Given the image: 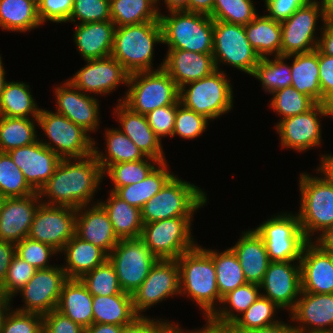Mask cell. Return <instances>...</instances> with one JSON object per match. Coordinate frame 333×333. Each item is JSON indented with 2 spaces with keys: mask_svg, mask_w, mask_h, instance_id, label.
I'll return each instance as SVG.
<instances>
[{
  "mask_svg": "<svg viewBox=\"0 0 333 333\" xmlns=\"http://www.w3.org/2000/svg\"><path fill=\"white\" fill-rule=\"evenodd\" d=\"M103 172L94 154L84 158L62 159L53 176L38 191L41 203L80 208L95 204L101 190Z\"/></svg>",
  "mask_w": 333,
  "mask_h": 333,
  "instance_id": "6da1fadb",
  "label": "cell"
},
{
  "mask_svg": "<svg viewBox=\"0 0 333 333\" xmlns=\"http://www.w3.org/2000/svg\"><path fill=\"white\" fill-rule=\"evenodd\" d=\"M176 261L180 272V296L186 295L196 303L207 321L222 301L212 257L198 244Z\"/></svg>",
  "mask_w": 333,
  "mask_h": 333,
  "instance_id": "7a4b0ae2",
  "label": "cell"
},
{
  "mask_svg": "<svg viewBox=\"0 0 333 333\" xmlns=\"http://www.w3.org/2000/svg\"><path fill=\"white\" fill-rule=\"evenodd\" d=\"M163 45L160 22L115 27L111 56L129 73L163 68L164 61L153 67L154 47ZM156 45V46H155Z\"/></svg>",
  "mask_w": 333,
  "mask_h": 333,
  "instance_id": "3957f363",
  "label": "cell"
},
{
  "mask_svg": "<svg viewBox=\"0 0 333 333\" xmlns=\"http://www.w3.org/2000/svg\"><path fill=\"white\" fill-rule=\"evenodd\" d=\"M204 189L174 175L166 185L141 208L143 224L174 217H194L207 206Z\"/></svg>",
  "mask_w": 333,
  "mask_h": 333,
  "instance_id": "277c9868",
  "label": "cell"
},
{
  "mask_svg": "<svg viewBox=\"0 0 333 333\" xmlns=\"http://www.w3.org/2000/svg\"><path fill=\"white\" fill-rule=\"evenodd\" d=\"M163 44L167 49H180L196 53H213V20L210 16L174 11L161 13Z\"/></svg>",
  "mask_w": 333,
  "mask_h": 333,
  "instance_id": "5b68a950",
  "label": "cell"
},
{
  "mask_svg": "<svg viewBox=\"0 0 333 333\" xmlns=\"http://www.w3.org/2000/svg\"><path fill=\"white\" fill-rule=\"evenodd\" d=\"M300 227L308 241L333 226V184L308 172L299 175Z\"/></svg>",
  "mask_w": 333,
  "mask_h": 333,
  "instance_id": "8992f818",
  "label": "cell"
},
{
  "mask_svg": "<svg viewBox=\"0 0 333 333\" xmlns=\"http://www.w3.org/2000/svg\"><path fill=\"white\" fill-rule=\"evenodd\" d=\"M225 71L216 69L202 79L189 82L179 88V101L214 121L233 110V86Z\"/></svg>",
  "mask_w": 333,
  "mask_h": 333,
  "instance_id": "52a82bcc",
  "label": "cell"
},
{
  "mask_svg": "<svg viewBox=\"0 0 333 333\" xmlns=\"http://www.w3.org/2000/svg\"><path fill=\"white\" fill-rule=\"evenodd\" d=\"M127 87L125 96L117 101L138 114L179 101V88L163 68L129 74Z\"/></svg>",
  "mask_w": 333,
  "mask_h": 333,
  "instance_id": "ba28073f",
  "label": "cell"
},
{
  "mask_svg": "<svg viewBox=\"0 0 333 333\" xmlns=\"http://www.w3.org/2000/svg\"><path fill=\"white\" fill-rule=\"evenodd\" d=\"M44 138L39 141L61 159L84 158L93 154L94 138L64 115L40 109L37 117Z\"/></svg>",
  "mask_w": 333,
  "mask_h": 333,
  "instance_id": "9c48e42d",
  "label": "cell"
},
{
  "mask_svg": "<svg viewBox=\"0 0 333 333\" xmlns=\"http://www.w3.org/2000/svg\"><path fill=\"white\" fill-rule=\"evenodd\" d=\"M253 229L263 239L270 261H300L308 240L296 212L276 213Z\"/></svg>",
  "mask_w": 333,
  "mask_h": 333,
  "instance_id": "30bf717a",
  "label": "cell"
},
{
  "mask_svg": "<svg viewBox=\"0 0 333 333\" xmlns=\"http://www.w3.org/2000/svg\"><path fill=\"white\" fill-rule=\"evenodd\" d=\"M194 217H174L143 225L141 239L158 260H177L195 248Z\"/></svg>",
  "mask_w": 333,
  "mask_h": 333,
  "instance_id": "8fae6325",
  "label": "cell"
},
{
  "mask_svg": "<svg viewBox=\"0 0 333 333\" xmlns=\"http://www.w3.org/2000/svg\"><path fill=\"white\" fill-rule=\"evenodd\" d=\"M212 55L216 69L223 71L221 65H229L250 76L261 59L250 45L245 27L223 21H213Z\"/></svg>",
  "mask_w": 333,
  "mask_h": 333,
  "instance_id": "7c38bea8",
  "label": "cell"
},
{
  "mask_svg": "<svg viewBox=\"0 0 333 333\" xmlns=\"http://www.w3.org/2000/svg\"><path fill=\"white\" fill-rule=\"evenodd\" d=\"M319 19L322 21V26L318 28ZM327 21L328 12L315 0H310L306 5L298 8L289 18L281 22L280 55L289 56L315 50L319 41L316 31H321Z\"/></svg>",
  "mask_w": 333,
  "mask_h": 333,
  "instance_id": "4fadbf2b",
  "label": "cell"
},
{
  "mask_svg": "<svg viewBox=\"0 0 333 333\" xmlns=\"http://www.w3.org/2000/svg\"><path fill=\"white\" fill-rule=\"evenodd\" d=\"M123 292L132 295L158 260L139 238L120 239L108 255Z\"/></svg>",
  "mask_w": 333,
  "mask_h": 333,
  "instance_id": "5bb4252c",
  "label": "cell"
},
{
  "mask_svg": "<svg viewBox=\"0 0 333 333\" xmlns=\"http://www.w3.org/2000/svg\"><path fill=\"white\" fill-rule=\"evenodd\" d=\"M76 215V208L40 203L28 237L48 244L60 253L75 235Z\"/></svg>",
  "mask_w": 333,
  "mask_h": 333,
  "instance_id": "9a60e30c",
  "label": "cell"
},
{
  "mask_svg": "<svg viewBox=\"0 0 333 333\" xmlns=\"http://www.w3.org/2000/svg\"><path fill=\"white\" fill-rule=\"evenodd\" d=\"M180 295V272L176 260H157L140 287L132 293L133 308L138 316L157 303Z\"/></svg>",
  "mask_w": 333,
  "mask_h": 333,
  "instance_id": "2e32d148",
  "label": "cell"
},
{
  "mask_svg": "<svg viewBox=\"0 0 333 333\" xmlns=\"http://www.w3.org/2000/svg\"><path fill=\"white\" fill-rule=\"evenodd\" d=\"M68 280L62 265L37 269L33 277L18 292L22 307L18 311L45 315L57 308L64 283Z\"/></svg>",
  "mask_w": 333,
  "mask_h": 333,
  "instance_id": "e0dca14e",
  "label": "cell"
},
{
  "mask_svg": "<svg viewBox=\"0 0 333 333\" xmlns=\"http://www.w3.org/2000/svg\"><path fill=\"white\" fill-rule=\"evenodd\" d=\"M325 118L323 103H316L309 111L280 120L276 125L281 148L298 152H306L321 145L322 124L320 118Z\"/></svg>",
  "mask_w": 333,
  "mask_h": 333,
  "instance_id": "ac0fdd59",
  "label": "cell"
},
{
  "mask_svg": "<svg viewBox=\"0 0 333 333\" xmlns=\"http://www.w3.org/2000/svg\"><path fill=\"white\" fill-rule=\"evenodd\" d=\"M129 73L112 56L86 60V64L68 81L83 93L96 97L111 94L119 85L128 84Z\"/></svg>",
  "mask_w": 333,
  "mask_h": 333,
  "instance_id": "d6986e66",
  "label": "cell"
},
{
  "mask_svg": "<svg viewBox=\"0 0 333 333\" xmlns=\"http://www.w3.org/2000/svg\"><path fill=\"white\" fill-rule=\"evenodd\" d=\"M259 287L263 297L291 312L302 292L299 261H270Z\"/></svg>",
  "mask_w": 333,
  "mask_h": 333,
  "instance_id": "ffe728a7",
  "label": "cell"
},
{
  "mask_svg": "<svg viewBox=\"0 0 333 333\" xmlns=\"http://www.w3.org/2000/svg\"><path fill=\"white\" fill-rule=\"evenodd\" d=\"M56 113L64 115L91 134L100 126V104L95 96L85 94L68 80L54 88Z\"/></svg>",
  "mask_w": 333,
  "mask_h": 333,
  "instance_id": "44dd1931",
  "label": "cell"
},
{
  "mask_svg": "<svg viewBox=\"0 0 333 333\" xmlns=\"http://www.w3.org/2000/svg\"><path fill=\"white\" fill-rule=\"evenodd\" d=\"M20 168L28 185L38 192L53 176L62 160L56 153L44 146L39 139L31 145L7 152Z\"/></svg>",
  "mask_w": 333,
  "mask_h": 333,
  "instance_id": "7402d4cb",
  "label": "cell"
},
{
  "mask_svg": "<svg viewBox=\"0 0 333 333\" xmlns=\"http://www.w3.org/2000/svg\"><path fill=\"white\" fill-rule=\"evenodd\" d=\"M303 292L333 293V254L324 251L314 241H308L300 258Z\"/></svg>",
  "mask_w": 333,
  "mask_h": 333,
  "instance_id": "603a6c76",
  "label": "cell"
},
{
  "mask_svg": "<svg viewBox=\"0 0 333 333\" xmlns=\"http://www.w3.org/2000/svg\"><path fill=\"white\" fill-rule=\"evenodd\" d=\"M40 203L38 192L25 197L6 198L0 210V240L16 244L28 237Z\"/></svg>",
  "mask_w": 333,
  "mask_h": 333,
  "instance_id": "cb8c5ba5",
  "label": "cell"
},
{
  "mask_svg": "<svg viewBox=\"0 0 333 333\" xmlns=\"http://www.w3.org/2000/svg\"><path fill=\"white\" fill-rule=\"evenodd\" d=\"M288 314L292 325L303 332L333 330V293L302 291Z\"/></svg>",
  "mask_w": 333,
  "mask_h": 333,
  "instance_id": "d4e9b609",
  "label": "cell"
},
{
  "mask_svg": "<svg viewBox=\"0 0 333 333\" xmlns=\"http://www.w3.org/2000/svg\"><path fill=\"white\" fill-rule=\"evenodd\" d=\"M94 202L77 209L75 234L109 255L120 239L114 232L107 212L97 201Z\"/></svg>",
  "mask_w": 333,
  "mask_h": 333,
  "instance_id": "484cf974",
  "label": "cell"
},
{
  "mask_svg": "<svg viewBox=\"0 0 333 333\" xmlns=\"http://www.w3.org/2000/svg\"><path fill=\"white\" fill-rule=\"evenodd\" d=\"M119 129L143 152L146 157L154 158L160 163L166 162L162 140L149 126L146 115L130 110L122 102H118L113 110ZM116 114V115H115Z\"/></svg>",
  "mask_w": 333,
  "mask_h": 333,
  "instance_id": "4316f807",
  "label": "cell"
},
{
  "mask_svg": "<svg viewBox=\"0 0 333 333\" xmlns=\"http://www.w3.org/2000/svg\"><path fill=\"white\" fill-rule=\"evenodd\" d=\"M163 69L175 81L178 88L208 76L216 70L212 54L196 53L180 49H167Z\"/></svg>",
  "mask_w": 333,
  "mask_h": 333,
  "instance_id": "83f0119b",
  "label": "cell"
},
{
  "mask_svg": "<svg viewBox=\"0 0 333 333\" xmlns=\"http://www.w3.org/2000/svg\"><path fill=\"white\" fill-rule=\"evenodd\" d=\"M74 26L73 40L84 61L111 56L115 31L111 20Z\"/></svg>",
  "mask_w": 333,
  "mask_h": 333,
  "instance_id": "f1b7e54d",
  "label": "cell"
},
{
  "mask_svg": "<svg viewBox=\"0 0 333 333\" xmlns=\"http://www.w3.org/2000/svg\"><path fill=\"white\" fill-rule=\"evenodd\" d=\"M260 295V287L254 283H247L226 294L221 306L206 321L208 333H223Z\"/></svg>",
  "mask_w": 333,
  "mask_h": 333,
  "instance_id": "f546056e",
  "label": "cell"
},
{
  "mask_svg": "<svg viewBox=\"0 0 333 333\" xmlns=\"http://www.w3.org/2000/svg\"><path fill=\"white\" fill-rule=\"evenodd\" d=\"M230 248L240 262L247 283L259 285L270 263L263 239L253 228L244 230Z\"/></svg>",
  "mask_w": 333,
  "mask_h": 333,
  "instance_id": "4dcf8cb0",
  "label": "cell"
},
{
  "mask_svg": "<svg viewBox=\"0 0 333 333\" xmlns=\"http://www.w3.org/2000/svg\"><path fill=\"white\" fill-rule=\"evenodd\" d=\"M60 253L64 254L66 262L62 267L68 279H80L108 259V255L102 249L79 238L76 234Z\"/></svg>",
  "mask_w": 333,
  "mask_h": 333,
  "instance_id": "1f68e13d",
  "label": "cell"
},
{
  "mask_svg": "<svg viewBox=\"0 0 333 333\" xmlns=\"http://www.w3.org/2000/svg\"><path fill=\"white\" fill-rule=\"evenodd\" d=\"M93 296L80 279H68L56 310L85 329L93 324Z\"/></svg>",
  "mask_w": 333,
  "mask_h": 333,
  "instance_id": "d6a6232c",
  "label": "cell"
},
{
  "mask_svg": "<svg viewBox=\"0 0 333 333\" xmlns=\"http://www.w3.org/2000/svg\"><path fill=\"white\" fill-rule=\"evenodd\" d=\"M106 201L97 202L109 216L114 232L119 239L139 238L142 234L143 221L141 209L129 205L114 192L108 191Z\"/></svg>",
  "mask_w": 333,
  "mask_h": 333,
  "instance_id": "836d02e7",
  "label": "cell"
},
{
  "mask_svg": "<svg viewBox=\"0 0 333 333\" xmlns=\"http://www.w3.org/2000/svg\"><path fill=\"white\" fill-rule=\"evenodd\" d=\"M293 58V59H291ZM291 59L292 87L309 96L315 103H321L319 82L318 49L287 56Z\"/></svg>",
  "mask_w": 333,
  "mask_h": 333,
  "instance_id": "e575fe53",
  "label": "cell"
},
{
  "mask_svg": "<svg viewBox=\"0 0 333 333\" xmlns=\"http://www.w3.org/2000/svg\"><path fill=\"white\" fill-rule=\"evenodd\" d=\"M105 151H99L94 140L95 155L102 172L110 165L122 162L143 160L146 156L118 127L105 129ZM105 153V154H104Z\"/></svg>",
  "mask_w": 333,
  "mask_h": 333,
  "instance_id": "d590c367",
  "label": "cell"
},
{
  "mask_svg": "<svg viewBox=\"0 0 333 333\" xmlns=\"http://www.w3.org/2000/svg\"><path fill=\"white\" fill-rule=\"evenodd\" d=\"M244 27L250 45L260 58L280 56L282 45L281 22L275 21L266 14H258Z\"/></svg>",
  "mask_w": 333,
  "mask_h": 333,
  "instance_id": "8d00e7d4",
  "label": "cell"
},
{
  "mask_svg": "<svg viewBox=\"0 0 333 333\" xmlns=\"http://www.w3.org/2000/svg\"><path fill=\"white\" fill-rule=\"evenodd\" d=\"M93 323L126 326L138 315L133 308L132 295L121 292L111 296H93Z\"/></svg>",
  "mask_w": 333,
  "mask_h": 333,
  "instance_id": "74e56055",
  "label": "cell"
},
{
  "mask_svg": "<svg viewBox=\"0 0 333 333\" xmlns=\"http://www.w3.org/2000/svg\"><path fill=\"white\" fill-rule=\"evenodd\" d=\"M42 26L37 0H0V28L12 32H30Z\"/></svg>",
  "mask_w": 333,
  "mask_h": 333,
  "instance_id": "f35d334b",
  "label": "cell"
},
{
  "mask_svg": "<svg viewBox=\"0 0 333 333\" xmlns=\"http://www.w3.org/2000/svg\"><path fill=\"white\" fill-rule=\"evenodd\" d=\"M169 164L159 163L140 183L118 188L114 193L129 205L141 209L175 175Z\"/></svg>",
  "mask_w": 333,
  "mask_h": 333,
  "instance_id": "ab89813d",
  "label": "cell"
},
{
  "mask_svg": "<svg viewBox=\"0 0 333 333\" xmlns=\"http://www.w3.org/2000/svg\"><path fill=\"white\" fill-rule=\"evenodd\" d=\"M40 109L32 95L30 85L23 81L6 83L0 98V116L37 118Z\"/></svg>",
  "mask_w": 333,
  "mask_h": 333,
  "instance_id": "60d3db41",
  "label": "cell"
},
{
  "mask_svg": "<svg viewBox=\"0 0 333 333\" xmlns=\"http://www.w3.org/2000/svg\"><path fill=\"white\" fill-rule=\"evenodd\" d=\"M213 259L219 294L223 298L237 287L247 284L242 267L234 251L229 247L222 252L202 247Z\"/></svg>",
  "mask_w": 333,
  "mask_h": 333,
  "instance_id": "b9f144b4",
  "label": "cell"
},
{
  "mask_svg": "<svg viewBox=\"0 0 333 333\" xmlns=\"http://www.w3.org/2000/svg\"><path fill=\"white\" fill-rule=\"evenodd\" d=\"M110 17L115 27L160 22L156 0H110Z\"/></svg>",
  "mask_w": 333,
  "mask_h": 333,
  "instance_id": "7bdbcfd3",
  "label": "cell"
},
{
  "mask_svg": "<svg viewBox=\"0 0 333 333\" xmlns=\"http://www.w3.org/2000/svg\"><path fill=\"white\" fill-rule=\"evenodd\" d=\"M37 118L0 116V152L33 144L38 140Z\"/></svg>",
  "mask_w": 333,
  "mask_h": 333,
  "instance_id": "ee69618b",
  "label": "cell"
},
{
  "mask_svg": "<svg viewBox=\"0 0 333 333\" xmlns=\"http://www.w3.org/2000/svg\"><path fill=\"white\" fill-rule=\"evenodd\" d=\"M279 309L281 310L269 298L260 295L223 333H243L252 329L274 325L280 321L276 317Z\"/></svg>",
  "mask_w": 333,
  "mask_h": 333,
  "instance_id": "f6af8a7d",
  "label": "cell"
},
{
  "mask_svg": "<svg viewBox=\"0 0 333 333\" xmlns=\"http://www.w3.org/2000/svg\"><path fill=\"white\" fill-rule=\"evenodd\" d=\"M287 56H273L261 58L251 76L259 80L265 93L272 94L276 90L292 85L291 64L286 61ZM288 63V64H286Z\"/></svg>",
  "mask_w": 333,
  "mask_h": 333,
  "instance_id": "bcb514c9",
  "label": "cell"
},
{
  "mask_svg": "<svg viewBox=\"0 0 333 333\" xmlns=\"http://www.w3.org/2000/svg\"><path fill=\"white\" fill-rule=\"evenodd\" d=\"M159 163L150 157L133 162L116 163L103 172V177L107 175L111 179L113 187L110 190L115 192L118 188L140 183Z\"/></svg>",
  "mask_w": 333,
  "mask_h": 333,
  "instance_id": "7dc6e473",
  "label": "cell"
},
{
  "mask_svg": "<svg viewBox=\"0 0 333 333\" xmlns=\"http://www.w3.org/2000/svg\"><path fill=\"white\" fill-rule=\"evenodd\" d=\"M272 95L269 107L279 117L281 116L277 123L282 119L309 111L316 104L309 96L300 93L292 86L276 90Z\"/></svg>",
  "mask_w": 333,
  "mask_h": 333,
  "instance_id": "c3c4849f",
  "label": "cell"
},
{
  "mask_svg": "<svg viewBox=\"0 0 333 333\" xmlns=\"http://www.w3.org/2000/svg\"><path fill=\"white\" fill-rule=\"evenodd\" d=\"M0 193L5 198L25 197L36 193L10 155L4 152H0Z\"/></svg>",
  "mask_w": 333,
  "mask_h": 333,
  "instance_id": "681fc988",
  "label": "cell"
},
{
  "mask_svg": "<svg viewBox=\"0 0 333 333\" xmlns=\"http://www.w3.org/2000/svg\"><path fill=\"white\" fill-rule=\"evenodd\" d=\"M80 280L92 296H111L123 292L115 269L108 259L84 274Z\"/></svg>",
  "mask_w": 333,
  "mask_h": 333,
  "instance_id": "f907efd6",
  "label": "cell"
},
{
  "mask_svg": "<svg viewBox=\"0 0 333 333\" xmlns=\"http://www.w3.org/2000/svg\"><path fill=\"white\" fill-rule=\"evenodd\" d=\"M257 15L253 0H214L210 17L213 21L245 26Z\"/></svg>",
  "mask_w": 333,
  "mask_h": 333,
  "instance_id": "816d5d0a",
  "label": "cell"
},
{
  "mask_svg": "<svg viewBox=\"0 0 333 333\" xmlns=\"http://www.w3.org/2000/svg\"><path fill=\"white\" fill-rule=\"evenodd\" d=\"M209 119L185 108L182 104L177 107L173 135L187 140L200 137L209 126Z\"/></svg>",
  "mask_w": 333,
  "mask_h": 333,
  "instance_id": "f5cc1de1",
  "label": "cell"
},
{
  "mask_svg": "<svg viewBox=\"0 0 333 333\" xmlns=\"http://www.w3.org/2000/svg\"><path fill=\"white\" fill-rule=\"evenodd\" d=\"M36 270L34 266L15 254L8 267L0 293L13 300L16 294L33 277Z\"/></svg>",
  "mask_w": 333,
  "mask_h": 333,
  "instance_id": "db71d44e",
  "label": "cell"
},
{
  "mask_svg": "<svg viewBox=\"0 0 333 333\" xmlns=\"http://www.w3.org/2000/svg\"><path fill=\"white\" fill-rule=\"evenodd\" d=\"M109 20L110 0H74L68 22L84 24Z\"/></svg>",
  "mask_w": 333,
  "mask_h": 333,
  "instance_id": "11a10c76",
  "label": "cell"
},
{
  "mask_svg": "<svg viewBox=\"0 0 333 333\" xmlns=\"http://www.w3.org/2000/svg\"><path fill=\"white\" fill-rule=\"evenodd\" d=\"M15 249L16 254L20 258L27 261L36 269H46L54 266L49 260L52 259V256L60 254L52 246L30 239L29 237H26L22 241L16 243Z\"/></svg>",
  "mask_w": 333,
  "mask_h": 333,
  "instance_id": "9f6ffc18",
  "label": "cell"
},
{
  "mask_svg": "<svg viewBox=\"0 0 333 333\" xmlns=\"http://www.w3.org/2000/svg\"><path fill=\"white\" fill-rule=\"evenodd\" d=\"M1 333H43V315L18 311L12 306L4 319Z\"/></svg>",
  "mask_w": 333,
  "mask_h": 333,
  "instance_id": "6f0895ef",
  "label": "cell"
},
{
  "mask_svg": "<svg viewBox=\"0 0 333 333\" xmlns=\"http://www.w3.org/2000/svg\"><path fill=\"white\" fill-rule=\"evenodd\" d=\"M180 104L178 101L176 104L162 106L146 114L149 126L160 140L168 136L172 138L175 115Z\"/></svg>",
  "mask_w": 333,
  "mask_h": 333,
  "instance_id": "680465c9",
  "label": "cell"
},
{
  "mask_svg": "<svg viewBox=\"0 0 333 333\" xmlns=\"http://www.w3.org/2000/svg\"><path fill=\"white\" fill-rule=\"evenodd\" d=\"M74 0H38V17L44 25L52 23H67L73 8Z\"/></svg>",
  "mask_w": 333,
  "mask_h": 333,
  "instance_id": "91938a15",
  "label": "cell"
},
{
  "mask_svg": "<svg viewBox=\"0 0 333 333\" xmlns=\"http://www.w3.org/2000/svg\"><path fill=\"white\" fill-rule=\"evenodd\" d=\"M43 333H85V328L55 309L43 315Z\"/></svg>",
  "mask_w": 333,
  "mask_h": 333,
  "instance_id": "94428289",
  "label": "cell"
},
{
  "mask_svg": "<svg viewBox=\"0 0 333 333\" xmlns=\"http://www.w3.org/2000/svg\"><path fill=\"white\" fill-rule=\"evenodd\" d=\"M268 17L282 22L289 18L298 8L306 5L310 0H263Z\"/></svg>",
  "mask_w": 333,
  "mask_h": 333,
  "instance_id": "6125c7cd",
  "label": "cell"
},
{
  "mask_svg": "<svg viewBox=\"0 0 333 333\" xmlns=\"http://www.w3.org/2000/svg\"><path fill=\"white\" fill-rule=\"evenodd\" d=\"M319 82L321 103L333 97V56L325 55L318 50Z\"/></svg>",
  "mask_w": 333,
  "mask_h": 333,
  "instance_id": "be15d7a7",
  "label": "cell"
},
{
  "mask_svg": "<svg viewBox=\"0 0 333 333\" xmlns=\"http://www.w3.org/2000/svg\"><path fill=\"white\" fill-rule=\"evenodd\" d=\"M167 320L138 316L131 324L123 326L120 333H155Z\"/></svg>",
  "mask_w": 333,
  "mask_h": 333,
  "instance_id": "e7e4bbea",
  "label": "cell"
},
{
  "mask_svg": "<svg viewBox=\"0 0 333 333\" xmlns=\"http://www.w3.org/2000/svg\"><path fill=\"white\" fill-rule=\"evenodd\" d=\"M15 254V243L0 240V288L4 283L8 267Z\"/></svg>",
  "mask_w": 333,
  "mask_h": 333,
  "instance_id": "03108f58",
  "label": "cell"
},
{
  "mask_svg": "<svg viewBox=\"0 0 333 333\" xmlns=\"http://www.w3.org/2000/svg\"><path fill=\"white\" fill-rule=\"evenodd\" d=\"M318 34L320 36L317 49L325 55L333 56V25L327 21Z\"/></svg>",
  "mask_w": 333,
  "mask_h": 333,
  "instance_id": "003e7915",
  "label": "cell"
},
{
  "mask_svg": "<svg viewBox=\"0 0 333 333\" xmlns=\"http://www.w3.org/2000/svg\"><path fill=\"white\" fill-rule=\"evenodd\" d=\"M316 173L320 174L326 181L333 184V154H322Z\"/></svg>",
  "mask_w": 333,
  "mask_h": 333,
  "instance_id": "a7ac6f4b",
  "label": "cell"
},
{
  "mask_svg": "<svg viewBox=\"0 0 333 333\" xmlns=\"http://www.w3.org/2000/svg\"><path fill=\"white\" fill-rule=\"evenodd\" d=\"M214 7V0H188V12L210 16Z\"/></svg>",
  "mask_w": 333,
  "mask_h": 333,
  "instance_id": "89a4df30",
  "label": "cell"
},
{
  "mask_svg": "<svg viewBox=\"0 0 333 333\" xmlns=\"http://www.w3.org/2000/svg\"><path fill=\"white\" fill-rule=\"evenodd\" d=\"M175 323L167 320L155 333H208L206 325L202 326V328H197V330H185L180 327V324Z\"/></svg>",
  "mask_w": 333,
  "mask_h": 333,
  "instance_id": "2644e50d",
  "label": "cell"
},
{
  "mask_svg": "<svg viewBox=\"0 0 333 333\" xmlns=\"http://www.w3.org/2000/svg\"><path fill=\"white\" fill-rule=\"evenodd\" d=\"M314 242L324 251L333 254V226L328 227L322 234L316 236Z\"/></svg>",
  "mask_w": 333,
  "mask_h": 333,
  "instance_id": "8c879c8a",
  "label": "cell"
},
{
  "mask_svg": "<svg viewBox=\"0 0 333 333\" xmlns=\"http://www.w3.org/2000/svg\"><path fill=\"white\" fill-rule=\"evenodd\" d=\"M289 322L290 321H288L286 323V322L280 320L278 323H276L274 325L259 328V329H252V330H249V331H246L243 333H286L293 326Z\"/></svg>",
  "mask_w": 333,
  "mask_h": 333,
  "instance_id": "753ad0ef",
  "label": "cell"
},
{
  "mask_svg": "<svg viewBox=\"0 0 333 333\" xmlns=\"http://www.w3.org/2000/svg\"><path fill=\"white\" fill-rule=\"evenodd\" d=\"M160 1L164 2L168 12L188 11V0H156L159 15H161Z\"/></svg>",
  "mask_w": 333,
  "mask_h": 333,
  "instance_id": "34e18365",
  "label": "cell"
},
{
  "mask_svg": "<svg viewBox=\"0 0 333 333\" xmlns=\"http://www.w3.org/2000/svg\"><path fill=\"white\" fill-rule=\"evenodd\" d=\"M122 328L115 324L93 323L85 329V333H120Z\"/></svg>",
  "mask_w": 333,
  "mask_h": 333,
  "instance_id": "11e5206c",
  "label": "cell"
},
{
  "mask_svg": "<svg viewBox=\"0 0 333 333\" xmlns=\"http://www.w3.org/2000/svg\"><path fill=\"white\" fill-rule=\"evenodd\" d=\"M12 299L0 293V333L6 315L11 310Z\"/></svg>",
  "mask_w": 333,
  "mask_h": 333,
  "instance_id": "2a66077c",
  "label": "cell"
},
{
  "mask_svg": "<svg viewBox=\"0 0 333 333\" xmlns=\"http://www.w3.org/2000/svg\"><path fill=\"white\" fill-rule=\"evenodd\" d=\"M5 74H6V71H5L4 64H3V61H2V57H1V54H0V98H1V95H2V92H3V89L5 88V85L8 82L7 79H5L6 78Z\"/></svg>",
  "mask_w": 333,
  "mask_h": 333,
  "instance_id": "b9fcfbb0",
  "label": "cell"
},
{
  "mask_svg": "<svg viewBox=\"0 0 333 333\" xmlns=\"http://www.w3.org/2000/svg\"><path fill=\"white\" fill-rule=\"evenodd\" d=\"M325 108L326 117H331L333 119V97L326 99L323 102Z\"/></svg>",
  "mask_w": 333,
  "mask_h": 333,
  "instance_id": "09005b40",
  "label": "cell"
},
{
  "mask_svg": "<svg viewBox=\"0 0 333 333\" xmlns=\"http://www.w3.org/2000/svg\"><path fill=\"white\" fill-rule=\"evenodd\" d=\"M319 3L321 7H323L327 12H329L333 8V0H315Z\"/></svg>",
  "mask_w": 333,
  "mask_h": 333,
  "instance_id": "979ff035",
  "label": "cell"
},
{
  "mask_svg": "<svg viewBox=\"0 0 333 333\" xmlns=\"http://www.w3.org/2000/svg\"><path fill=\"white\" fill-rule=\"evenodd\" d=\"M286 333H303L301 329L292 326Z\"/></svg>",
  "mask_w": 333,
  "mask_h": 333,
  "instance_id": "deb4b68c",
  "label": "cell"
},
{
  "mask_svg": "<svg viewBox=\"0 0 333 333\" xmlns=\"http://www.w3.org/2000/svg\"><path fill=\"white\" fill-rule=\"evenodd\" d=\"M328 21L333 25V8L328 12Z\"/></svg>",
  "mask_w": 333,
  "mask_h": 333,
  "instance_id": "67dfc351",
  "label": "cell"
},
{
  "mask_svg": "<svg viewBox=\"0 0 333 333\" xmlns=\"http://www.w3.org/2000/svg\"><path fill=\"white\" fill-rule=\"evenodd\" d=\"M303 333H333V330L311 331V332H303Z\"/></svg>",
  "mask_w": 333,
  "mask_h": 333,
  "instance_id": "b62a3aed",
  "label": "cell"
},
{
  "mask_svg": "<svg viewBox=\"0 0 333 333\" xmlns=\"http://www.w3.org/2000/svg\"><path fill=\"white\" fill-rule=\"evenodd\" d=\"M5 199L6 198L0 193V210H1V207L3 206Z\"/></svg>",
  "mask_w": 333,
  "mask_h": 333,
  "instance_id": "603ad722",
  "label": "cell"
}]
</instances>
